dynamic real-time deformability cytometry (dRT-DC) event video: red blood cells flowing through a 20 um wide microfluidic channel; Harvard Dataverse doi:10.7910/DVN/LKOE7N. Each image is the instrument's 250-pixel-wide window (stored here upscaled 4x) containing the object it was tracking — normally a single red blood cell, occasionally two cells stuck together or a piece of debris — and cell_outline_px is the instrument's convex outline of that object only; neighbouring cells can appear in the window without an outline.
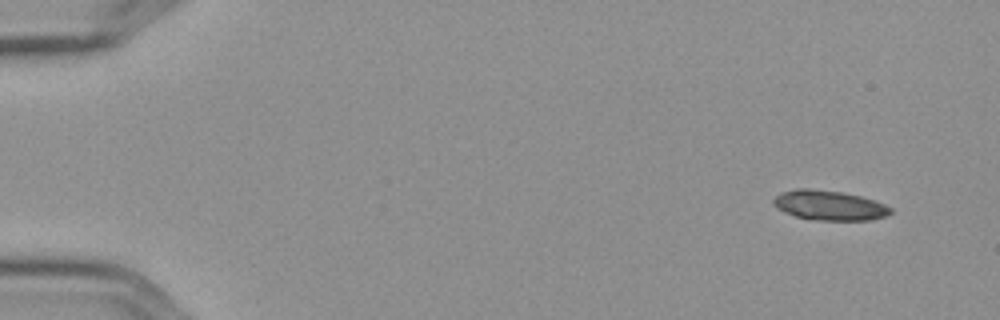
{"species": "Egyptian fruit bat (a non-hibernating species)", "species_latin": "Rousettus aegyptiacus", "temperature_condition": "cold", "stored_images_in_passage": 8, "camera_frame_rate_fps": 3000, "um_per_image_px": 0.085, "frame": {"image": 1, "passage_image": 1, "time_ms": 0.0, "image_size_px": [1000, 320], "cell_outline_px": [[892, 212], [888, 216], [868, 220], [816, 220], [796, 216], [784, 212], [776, 208], [772, 204], [772, 200], [780, 192], [796, 188], [808, 188], [840, 192], [860, 196], [884, 204], [892, 208]], "centroid_in_image_um": [70.46, 17.45], "position_along_channel_um": 14.5, "area_um2": 20.35}}
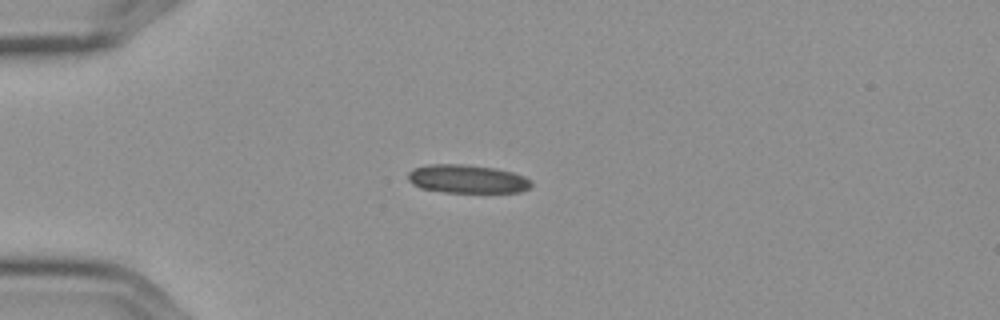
{"frame": {"image": 2, "passage_image": 4, "time_ms": 1.0, "image_size_px": [1000, 320], "cell_outline_px": [[532, 184], [528, 188], [520, 192], [444, 192], [420, 188], [412, 184], [408, 180], [408, 172], [412, 168], [428, 164], [464, 164], [496, 168], [512, 172], [524, 176], [532, 180]], "centroid_in_image_um": [39.69, 15.2], "position_along_channel_um": 45.3, "area_um2": 20.58}}